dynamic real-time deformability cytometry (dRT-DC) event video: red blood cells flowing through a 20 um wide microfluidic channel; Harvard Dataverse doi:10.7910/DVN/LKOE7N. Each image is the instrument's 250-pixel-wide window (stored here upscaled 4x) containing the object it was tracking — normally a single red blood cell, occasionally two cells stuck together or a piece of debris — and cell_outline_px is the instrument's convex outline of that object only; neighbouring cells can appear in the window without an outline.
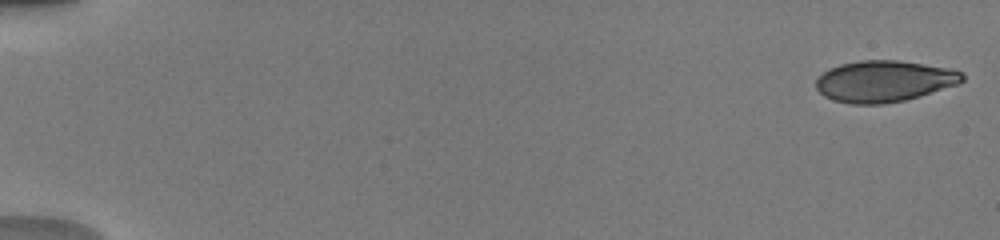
{"species": "human", "species_latin": "Homo sapiens", "temperature_condition": "warm", "stored_images_in_passage": 51, "camera_frame_rate_fps": 3000, "um_per_image_px": 0.085, "donor": {"sex": "male"}, "frame": {"image": 1, "passage_image": 1, "time_ms": 0.0, "image_size_px": [1000, 240], "cell_outline_px": [[964, 80], [960, 84], [920, 96], [904, 100], [884, 104], [852, 104], [832, 100], [824, 96], [816, 88], [816, 80], [828, 68], [840, 64], [860, 60], [900, 60], [948, 68], [964, 72]], "centroid_in_image_um": [75.17, 6.9], "position_along_channel_um": 9.8, "area_um2": 35.49}}
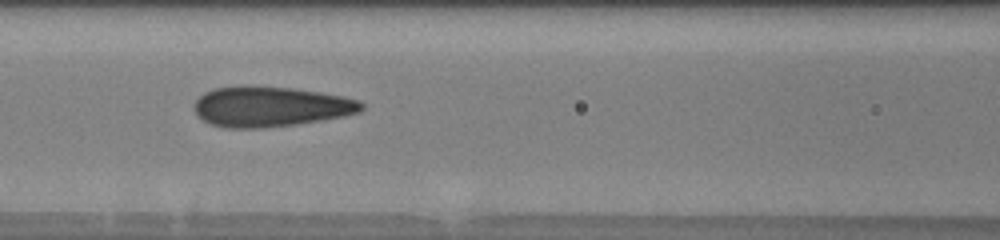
{"frame": {"image": 2, "passage_image": 24, "time_ms": 7.667, "image_size_px": [1000, 240], "cell_outline_px": [[364, 108], [360, 112], [344, 116], [296, 124], [264, 128], [224, 128], [212, 124], [196, 116], [192, 104], [204, 92], [216, 88], [240, 84], [244, 84], [292, 88], [320, 92], [360, 100], [364, 104]], "centroid_in_image_um": [22.95, 9.05], "position_along_channel_um": 143.7, "area_um2": 39.71}}
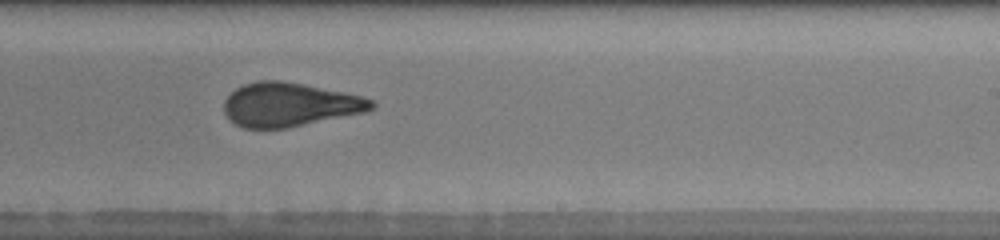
{"frame": {"image": 3, "passage_image": 33, "time_ms": 10.667, "image_size_px": [1000, 240], "cell_outline_px": [[376, 104], [372, 108], [364, 112], [284, 128], [244, 128], [236, 124], [224, 112], [224, 100], [236, 88], [244, 84], [260, 80], [280, 80], [304, 84], [344, 92], [360, 96], [372, 100]], "centroid_in_image_um": [24.58, 8.88], "position_along_channel_um": 264.4, "area_um2": 37.17}, "authors_computed_cell_mechanics": {"area_um2": 36.992, "velocity_mm_per_s": 4.0342, "shape_relaxation_time_tau1_ms": null, "shape_relaxation_time_tau2_ms": 0.8388, "deformation_change_tau1": null, "deformation_change_tau2": 0.051}}